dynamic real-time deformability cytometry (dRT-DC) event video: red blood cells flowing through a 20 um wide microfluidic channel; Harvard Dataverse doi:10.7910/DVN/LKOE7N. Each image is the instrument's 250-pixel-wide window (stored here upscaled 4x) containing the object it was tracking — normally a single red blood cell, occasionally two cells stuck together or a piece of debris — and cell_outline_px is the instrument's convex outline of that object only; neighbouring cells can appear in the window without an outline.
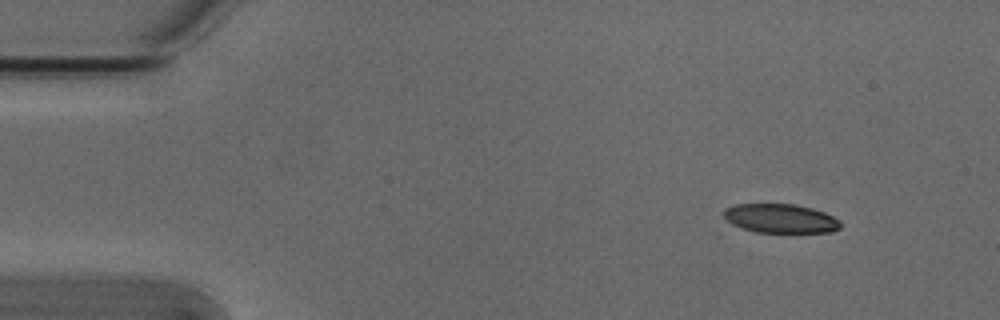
{"species": "Egyptian fruit bat (a non-hibernating species)", "species_latin": "Rousettus aegyptiacus", "temperature_condition": "cold", "stored_images_in_passage": 6, "camera_frame_rate_fps": 3000, "um_per_image_px": 0.085, "animal": {"sex": "male"}, "frame": {"image": 1, "passage_image": 1, "time_ms": 0.0, "image_size_px": [1000, 320], "cell_outline_px": [[840, 228], [832, 232], [756, 232], [732, 224], [724, 216], [724, 208], [736, 204], [796, 204], [812, 208], [824, 212], [840, 220]], "centroid_in_image_um": [66.36, 18.56], "position_along_channel_um": 18.6, "area_um2": 19.65}}
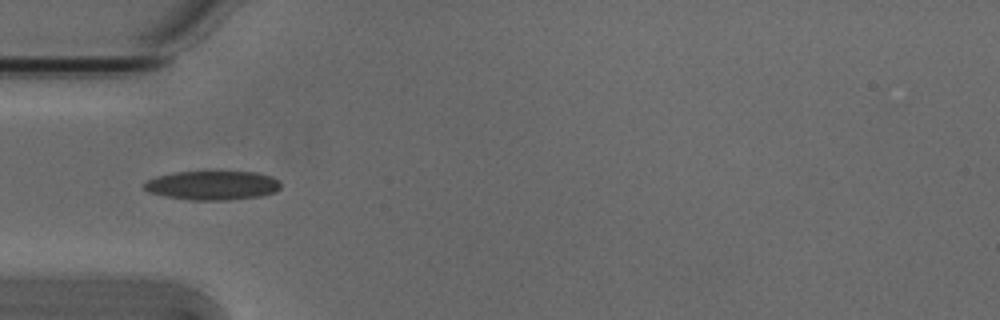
{"frame": {"image": 2, "passage_image": 4, "time_ms": 1.0, "image_size_px": [1000, 320], "cell_outline_px": [[280, 188], [276, 192], [260, 196], [228, 200], [192, 200], [168, 196], [148, 192], [144, 188], [144, 184], [148, 180], [156, 176], [176, 172], [256, 172], [272, 176], [280, 180]], "centroid_in_image_um": [18.1, 15.75], "position_along_channel_um": 66.9, "area_um2": 23.06}}